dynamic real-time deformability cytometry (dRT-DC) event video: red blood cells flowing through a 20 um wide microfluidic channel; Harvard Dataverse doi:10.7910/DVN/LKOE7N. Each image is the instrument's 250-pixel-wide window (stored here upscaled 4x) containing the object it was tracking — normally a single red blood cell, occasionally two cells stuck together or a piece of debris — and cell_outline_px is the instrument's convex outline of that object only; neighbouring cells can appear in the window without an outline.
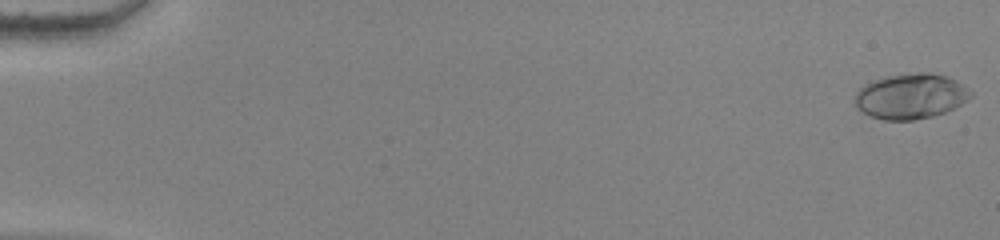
{"species": "human", "species_latin": "Homo sapiens", "temperature_condition": "warm", "stored_images_in_passage": 55, "camera_frame_rate_fps": 3000, "um_per_image_px": 0.085, "donor": {"sex": "female"}, "frame": {"image": 1, "passage_image": 1, "time_ms": 0.0, "image_size_px": [1000, 240], "cell_outline_px": [[972, 96], [968, 100], [944, 112], [932, 116], [912, 120], [884, 120], [872, 116], [856, 108], [856, 92], [860, 88], [872, 80], [888, 76], [920, 72], [928, 72], [948, 76], [964, 84], [972, 92]], "centroid_in_image_um": [77.44, 8.17], "position_along_channel_um": 7.6, "area_um2": 30.4}}
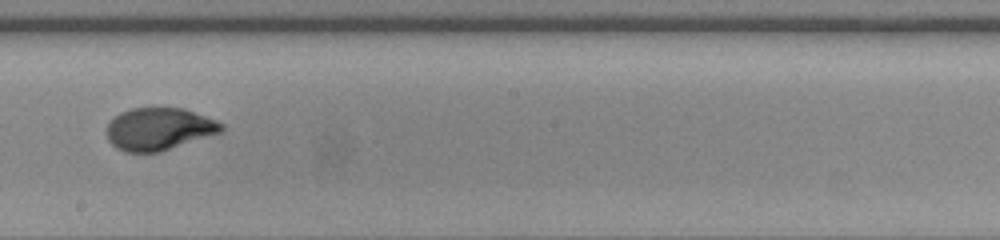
{"frame": {"image": 2, "passage_image": 33, "time_ms": 10.667, "image_size_px": [1000, 240], "cell_outline_px": [[224, 132], [160, 152], [124, 152], [116, 148], [108, 140], [108, 124], [120, 112], [132, 108], [184, 108], [216, 120], [224, 124]], "centroid_in_image_um": [13.56, 10.97], "position_along_channel_um": 234.6, "area_um2": 28.44}}
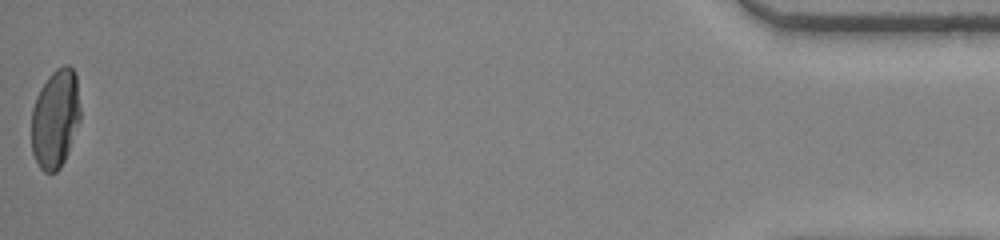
{"frame": {"image": 3, "passage_image": 55, "time_ms": 18.0, "image_size_px": [1000, 240], "cell_outline_px": [[80, 120], [68, 152], [60, 168], [56, 172], [44, 172], [40, 168], [32, 152], [32, 108], [36, 96], [40, 88], [48, 76], [56, 68], [64, 64], [68, 64], [72, 68], [76, 76], [80, 108]], "centroid_in_image_um": [4.7, 10.07], "position_along_channel_um": 430.5, "area_um2": 28.21}, "authors_computed_cell_mechanics": {"area_um2": 28.4376, "velocity_mm_per_s": 3.8629, "shape_relaxation_time_tau1_ms": 6.1172, "shape_relaxation_time_tau2_ms": null, "deformation_change_tau1": 0.2632, "deformation_change_tau2": null}}